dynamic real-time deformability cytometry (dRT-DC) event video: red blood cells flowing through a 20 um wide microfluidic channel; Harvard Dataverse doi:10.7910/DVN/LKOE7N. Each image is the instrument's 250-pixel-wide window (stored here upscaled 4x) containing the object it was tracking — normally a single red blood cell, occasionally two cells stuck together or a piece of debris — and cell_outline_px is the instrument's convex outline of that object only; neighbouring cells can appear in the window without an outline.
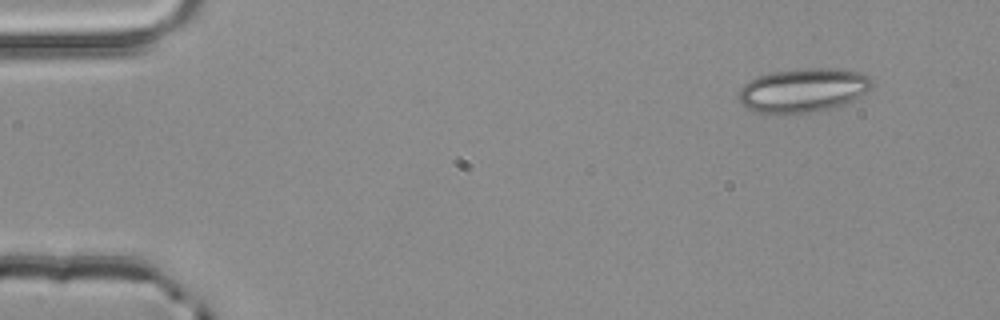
{"species": "common noctule bat (a hibernating species)", "species_latin": "Nyctalus noctula", "temperature_condition": "room temperature", "stored_images_in_passage": 2, "camera_frame_rate_fps": 3000, "um_per_image_px": 0.085, "animal": {"sex": "male", "body_mass_g": 20.4}, "frame": {"image": 1, "passage_image": 1, "time_ms": 0.0, "image_size_px": [1000, 320], "cell_outline_px": [[872, 84], [868, 92], [844, 104], [828, 108], [808, 112], [760, 112], [748, 108], [740, 104], [736, 96], [740, 88], [748, 80], [772, 72], [804, 68], [840, 68], [860, 72], [868, 76], [872, 80]], "centroid_in_image_um": [68.26, 7.64], "position_along_channel_um": 16.7, "area_um2": 33.87}}